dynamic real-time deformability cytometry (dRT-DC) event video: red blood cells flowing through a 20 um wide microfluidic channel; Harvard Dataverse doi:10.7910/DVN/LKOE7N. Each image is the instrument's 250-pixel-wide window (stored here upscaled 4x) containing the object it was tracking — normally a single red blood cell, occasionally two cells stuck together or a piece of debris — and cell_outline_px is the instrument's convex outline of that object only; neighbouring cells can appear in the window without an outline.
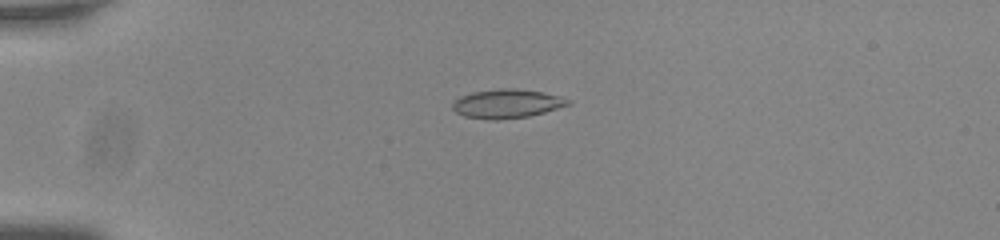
{"species": "common noctule bat (a hibernating species)", "species_latin": "Nyctalus noctula", "temperature_condition": "room temperature", "stored_images_in_passage": 45, "camera_frame_rate_fps": 3000, "um_per_image_px": 0.085, "animal": {"sex": "male", "body_mass_g": 20.0, "forearm_length_mm": 53.3}, "frame": {"image": 1, "passage_image": 4, "time_ms": 1.0, "image_size_px": [1000, 240], "cell_outline_px": [[572, 104], [544, 112], [528, 116], [496, 120], [488, 120], [464, 116], [456, 112], [452, 108], [452, 104], [460, 96], [472, 92], [500, 88], [516, 88], [544, 92], [560, 96], [572, 100]], "centroid_in_image_um": [43.11, 8.8], "position_along_channel_um": 41.9, "area_um2": 19.59}}
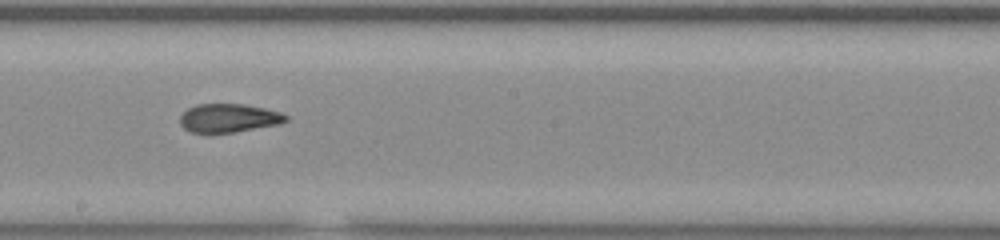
{"frame": {"image": 2, "passage_image": 22, "time_ms": 7.0, "image_size_px": [1000, 240], "cell_outline_px": [[288, 120], [280, 124], [232, 132], [192, 132], [184, 128], [180, 124], [180, 116], [188, 108], [196, 104], [244, 104], [264, 108], [280, 112], [288, 116]], "centroid_in_image_um": [19.45, 10.02], "position_along_channel_um": 228.8, "area_um2": 17.46}}
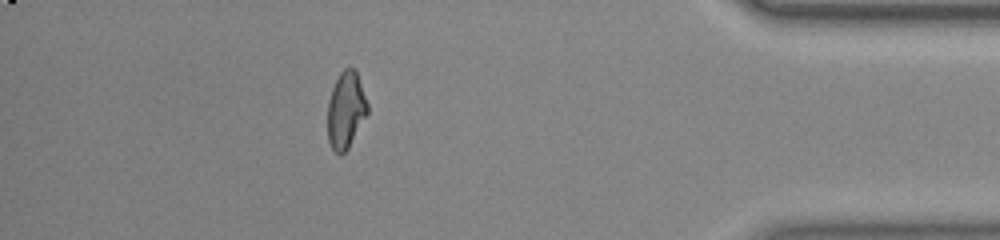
{"frame": {"image": 3, "passage_image": 39, "time_ms": 12.667, "image_size_px": [1000, 240], "cell_outline_px": [[368, 112], [348, 148], [340, 156], [332, 148], [328, 140], [328, 100], [332, 88], [340, 72], [344, 68], [356, 68], [368, 104]], "centroid_in_image_um": [29.4, 9.33], "position_along_channel_um": 405.8, "area_um2": 17.8}, "authors_computed_cell_mechanics": {"area_um2": 18.207, "velocity_mm_per_s": 3.7807, "shape_relaxation_time_tau1_ms": null, "shape_relaxation_time_tau2_ms": 1.1156, "deformation_change_tau1": null, "deformation_change_tau2": 0.0703}}